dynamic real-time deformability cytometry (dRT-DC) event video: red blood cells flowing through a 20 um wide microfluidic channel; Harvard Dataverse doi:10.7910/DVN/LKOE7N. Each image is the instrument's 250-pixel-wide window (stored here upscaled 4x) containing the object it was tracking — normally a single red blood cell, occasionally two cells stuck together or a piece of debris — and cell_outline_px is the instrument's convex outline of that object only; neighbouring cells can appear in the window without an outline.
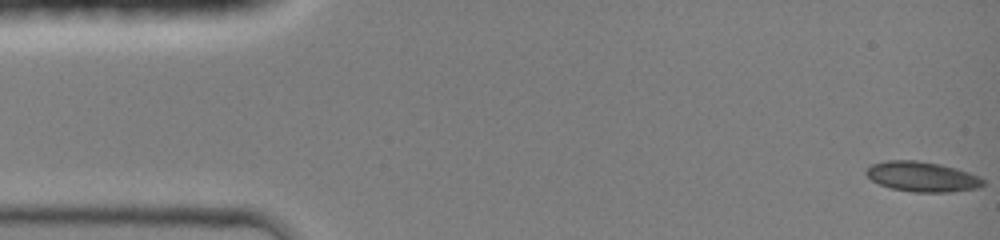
{"species": "common noctule bat (a hibernating species)", "species_latin": "Nyctalus noctula", "temperature_condition": "room temperature", "stored_images_in_passage": 45, "camera_frame_rate_fps": 3000, "um_per_image_px": 0.085, "animal": {"sex": "female", "body_mass_g": 19.0, "forearm_length_mm": 51.5}, "frame": {"image": 1, "passage_image": 1, "time_ms": 0.0, "image_size_px": [1000, 240], "cell_outline_px": [[984, 184], [980, 188], [952, 192], [912, 192], [892, 188], [880, 184], [872, 180], [864, 172], [872, 164], [884, 160], [916, 160], [940, 164], [956, 168], [980, 176], [984, 180]], "centroid_in_image_um": [78.41, 15.01], "position_along_channel_um": 6.6, "area_um2": 20.58}}
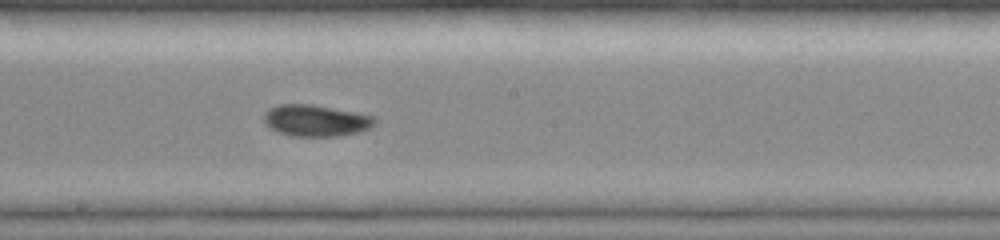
{"frame": {"image": 2, "passage_image": 25, "time_ms": 8.0, "image_size_px": [1000, 240], "cell_outline_px": [[376, 124], [360, 132], [340, 136], [292, 136], [268, 128], [264, 124], [264, 112], [268, 108], [280, 104], [312, 104], [356, 112], [376, 116]], "centroid_in_image_um": [26.85, 10.24], "position_along_channel_um": 221.4, "area_um2": 20.63}}
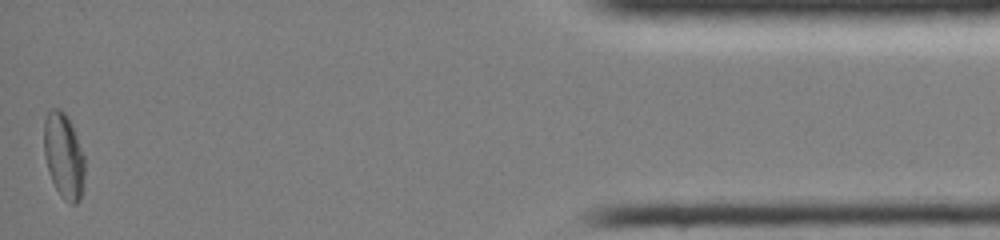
{"frame": {"image": 3, "passage_image": 45, "time_ms": 14.667, "image_size_px": [1000, 240], "cell_outline_px": [[84, 176], [80, 200], [76, 204], [72, 204], [64, 200], [60, 196], [52, 180], [44, 156], [44, 120], [48, 112], [52, 108], [60, 108], [68, 116], [84, 156]], "centroid_in_image_um": [5.41, 13.24], "position_along_channel_um": 429.8, "area_um2": 20.17}, "authors_computed_cell_mechanics": {"area_um2": 19.4786, "velocity_mm_per_s": 4.2208, "shape_relaxation_time_tau1_ms": 4.7793, "shape_relaxation_time_tau2_ms": null, "deformation_change_tau1": 0.1211, "deformation_change_tau2": null}}